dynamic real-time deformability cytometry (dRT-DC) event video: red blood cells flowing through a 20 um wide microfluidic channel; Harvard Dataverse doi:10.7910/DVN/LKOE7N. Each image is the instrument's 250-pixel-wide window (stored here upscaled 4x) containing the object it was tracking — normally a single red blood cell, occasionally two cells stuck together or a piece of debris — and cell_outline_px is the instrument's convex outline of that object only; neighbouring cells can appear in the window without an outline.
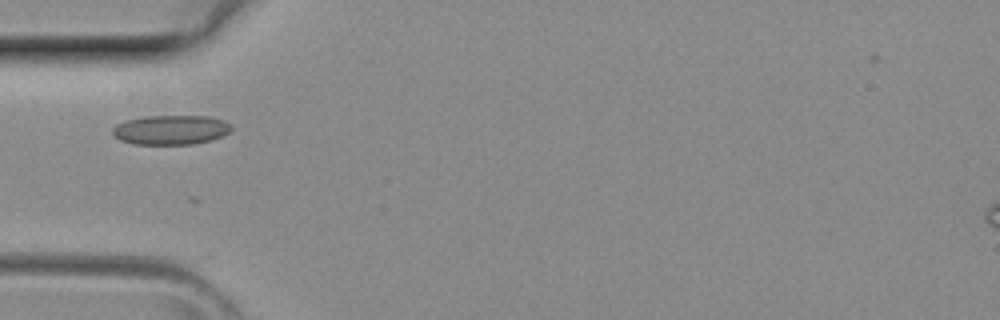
{"species": "common noctule bat (a hibernating species)", "species_latin": "Nyctalus noctula", "temperature_condition": "room temperature", "stored_images_in_passage": 1, "camera_frame_rate_fps": 3000, "um_per_image_px": 0.085, "animal": {"sex": "female", "body_mass_g": 29.2, "forearm_length_mm": 56.3}, "frame": {"image": 1, "passage_image": 1, "time_ms": 0.0, "image_size_px": [1000, 320], "cell_outline_px": [[232, 128], [228, 132], [220, 136], [208, 140], [192, 144], [132, 144], [120, 140], [112, 132], [112, 128], [116, 124], [124, 120], [144, 116], [208, 116], [224, 120], [232, 124]], "centroid_in_image_um": [14.49, 11.02], "position_along_channel_um": 70.5, "area_um2": 20.4}}